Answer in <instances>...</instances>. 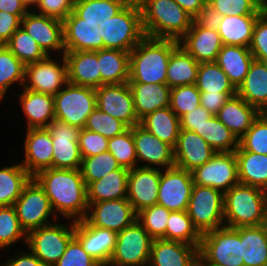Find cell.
Returning a JSON list of instances; mask_svg holds the SVG:
<instances>
[{"label":"cell","instance_id":"cell-1","mask_svg":"<svg viewBox=\"0 0 267 266\" xmlns=\"http://www.w3.org/2000/svg\"><path fill=\"white\" fill-rule=\"evenodd\" d=\"M131 0H74L73 11L62 21L65 51L103 49L105 27Z\"/></svg>","mask_w":267,"mask_h":266},{"label":"cell","instance_id":"cell-2","mask_svg":"<svg viewBox=\"0 0 267 266\" xmlns=\"http://www.w3.org/2000/svg\"><path fill=\"white\" fill-rule=\"evenodd\" d=\"M33 178L43 188L57 218L59 212L65 219L72 218L71 221L85 219L88 214L87 189L80 169L49 168Z\"/></svg>","mask_w":267,"mask_h":266},{"label":"cell","instance_id":"cell-3","mask_svg":"<svg viewBox=\"0 0 267 266\" xmlns=\"http://www.w3.org/2000/svg\"><path fill=\"white\" fill-rule=\"evenodd\" d=\"M179 45L174 39L145 36L130 51L128 83L166 84L169 59Z\"/></svg>","mask_w":267,"mask_h":266},{"label":"cell","instance_id":"cell-4","mask_svg":"<svg viewBox=\"0 0 267 266\" xmlns=\"http://www.w3.org/2000/svg\"><path fill=\"white\" fill-rule=\"evenodd\" d=\"M145 36L179 41L193 18L174 0H137Z\"/></svg>","mask_w":267,"mask_h":266},{"label":"cell","instance_id":"cell-5","mask_svg":"<svg viewBox=\"0 0 267 266\" xmlns=\"http://www.w3.org/2000/svg\"><path fill=\"white\" fill-rule=\"evenodd\" d=\"M267 211V191L237 184L224 193V225L230 228L262 225Z\"/></svg>","mask_w":267,"mask_h":266},{"label":"cell","instance_id":"cell-6","mask_svg":"<svg viewBox=\"0 0 267 266\" xmlns=\"http://www.w3.org/2000/svg\"><path fill=\"white\" fill-rule=\"evenodd\" d=\"M145 37L141 9L137 0H131L105 27L103 49L130 52Z\"/></svg>","mask_w":267,"mask_h":266},{"label":"cell","instance_id":"cell-7","mask_svg":"<svg viewBox=\"0 0 267 266\" xmlns=\"http://www.w3.org/2000/svg\"><path fill=\"white\" fill-rule=\"evenodd\" d=\"M186 211L201 234L223 227L224 193L194 184Z\"/></svg>","mask_w":267,"mask_h":266},{"label":"cell","instance_id":"cell-8","mask_svg":"<svg viewBox=\"0 0 267 266\" xmlns=\"http://www.w3.org/2000/svg\"><path fill=\"white\" fill-rule=\"evenodd\" d=\"M54 101L55 119L82 129L96 108V92L91 87L67 83L54 95Z\"/></svg>","mask_w":267,"mask_h":266},{"label":"cell","instance_id":"cell-9","mask_svg":"<svg viewBox=\"0 0 267 266\" xmlns=\"http://www.w3.org/2000/svg\"><path fill=\"white\" fill-rule=\"evenodd\" d=\"M74 232L75 221L67 227L54 222L30 231L26 243L45 266H53L64 254Z\"/></svg>","mask_w":267,"mask_h":266},{"label":"cell","instance_id":"cell-10","mask_svg":"<svg viewBox=\"0 0 267 266\" xmlns=\"http://www.w3.org/2000/svg\"><path fill=\"white\" fill-rule=\"evenodd\" d=\"M153 238L135 220L117 232L116 245L108 266H148Z\"/></svg>","mask_w":267,"mask_h":266},{"label":"cell","instance_id":"cell-11","mask_svg":"<svg viewBox=\"0 0 267 266\" xmlns=\"http://www.w3.org/2000/svg\"><path fill=\"white\" fill-rule=\"evenodd\" d=\"M199 251L209 266H244L239 233L230 227H220L202 234Z\"/></svg>","mask_w":267,"mask_h":266},{"label":"cell","instance_id":"cell-12","mask_svg":"<svg viewBox=\"0 0 267 266\" xmlns=\"http://www.w3.org/2000/svg\"><path fill=\"white\" fill-rule=\"evenodd\" d=\"M14 207L19 223L26 234L42 226L54 223V221L50 222L48 220L49 216H52L51 214H53L54 220L57 221L49 198L33 177L23 188L22 194L15 202Z\"/></svg>","mask_w":267,"mask_h":266},{"label":"cell","instance_id":"cell-13","mask_svg":"<svg viewBox=\"0 0 267 266\" xmlns=\"http://www.w3.org/2000/svg\"><path fill=\"white\" fill-rule=\"evenodd\" d=\"M191 173L194 184L212 187L222 193L239 184L235 152H217Z\"/></svg>","mask_w":267,"mask_h":266},{"label":"cell","instance_id":"cell-14","mask_svg":"<svg viewBox=\"0 0 267 266\" xmlns=\"http://www.w3.org/2000/svg\"><path fill=\"white\" fill-rule=\"evenodd\" d=\"M62 64L48 55L45 59L25 65L23 87L49 95H56L68 83L67 63L63 55Z\"/></svg>","mask_w":267,"mask_h":266},{"label":"cell","instance_id":"cell-15","mask_svg":"<svg viewBox=\"0 0 267 266\" xmlns=\"http://www.w3.org/2000/svg\"><path fill=\"white\" fill-rule=\"evenodd\" d=\"M96 107L123 122L128 128L140 124L135 112L133 94L126 83L104 84L95 89Z\"/></svg>","mask_w":267,"mask_h":266},{"label":"cell","instance_id":"cell-16","mask_svg":"<svg viewBox=\"0 0 267 266\" xmlns=\"http://www.w3.org/2000/svg\"><path fill=\"white\" fill-rule=\"evenodd\" d=\"M193 185L190 171L176 166L161 170L157 204L171 212L186 211Z\"/></svg>","mask_w":267,"mask_h":266},{"label":"cell","instance_id":"cell-17","mask_svg":"<svg viewBox=\"0 0 267 266\" xmlns=\"http://www.w3.org/2000/svg\"><path fill=\"white\" fill-rule=\"evenodd\" d=\"M52 136L53 168L80 169L82 157L79 150L81 128L52 120L46 127Z\"/></svg>","mask_w":267,"mask_h":266},{"label":"cell","instance_id":"cell-18","mask_svg":"<svg viewBox=\"0 0 267 266\" xmlns=\"http://www.w3.org/2000/svg\"><path fill=\"white\" fill-rule=\"evenodd\" d=\"M161 169L135 167L129 170L127 179V200L137 214L157 204Z\"/></svg>","mask_w":267,"mask_h":266},{"label":"cell","instance_id":"cell-19","mask_svg":"<svg viewBox=\"0 0 267 266\" xmlns=\"http://www.w3.org/2000/svg\"><path fill=\"white\" fill-rule=\"evenodd\" d=\"M85 220L95 227L122 231L130 226L137 217L132 205L127 199L108 200L88 204Z\"/></svg>","mask_w":267,"mask_h":266},{"label":"cell","instance_id":"cell-20","mask_svg":"<svg viewBox=\"0 0 267 266\" xmlns=\"http://www.w3.org/2000/svg\"><path fill=\"white\" fill-rule=\"evenodd\" d=\"M132 136L137 165L140 162L147 163L139 167L166 169L175 166L174 148L171 145L158 139L140 124L132 127Z\"/></svg>","mask_w":267,"mask_h":266},{"label":"cell","instance_id":"cell-21","mask_svg":"<svg viewBox=\"0 0 267 266\" xmlns=\"http://www.w3.org/2000/svg\"><path fill=\"white\" fill-rule=\"evenodd\" d=\"M29 11L21 20V27L30 34L43 51L49 55L52 50L65 53L63 22Z\"/></svg>","mask_w":267,"mask_h":266},{"label":"cell","instance_id":"cell-22","mask_svg":"<svg viewBox=\"0 0 267 266\" xmlns=\"http://www.w3.org/2000/svg\"><path fill=\"white\" fill-rule=\"evenodd\" d=\"M74 236L80 241L83 249L101 266H108L116 245L117 232L91 226L83 219L75 221Z\"/></svg>","mask_w":267,"mask_h":266},{"label":"cell","instance_id":"cell-23","mask_svg":"<svg viewBox=\"0 0 267 266\" xmlns=\"http://www.w3.org/2000/svg\"><path fill=\"white\" fill-rule=\"evenodd\" d=\"M25 160L20 164L34 177L42 170L53 168V143L47 128L26 129Z\"/></svg>","mask_w":267,"mask_h":266},{"label":"cell","instance_id":"cell-24","mask_svg":"<svg viewBox=\"0 0 267 266\" xmlns=\"http://www.w3.org/2000/svg\"><path fill=\"white\" fill-rule=\"evenodd\" d=\"M216 153L198 134L181 129L174 147V163L176 167L191 172L209 161Z\"/></svg>","mask_w":267,"mask_h":266},{"label":"cell","instance_id":"cell-25","mask_svg":"<svg viewBox=\"0 0 267 266\" xmlns=\"http://www.w3.org/2000/svg\"><path fill=\"white\" fill-rule=\"evenodd\" d=\"M179 44L195 58L198 63L216 62L223 43L217 30H208L194 20L190 29L179 40Z\"/></svg>","mask_w":267,"mask_h":266},{"label":"cell","instance_id":"cell-26","mask_svg":"<svg viewBox=\"0 0 267 266\" xmlns=\"http://www.w3.org/2000/svg\"><path fill=\"white\" fill-rule=\"evenodd\" d=\"M68 83L98 88L101 86V74L97 51H65Z\"/></svg>","mask_w":267,"mask_h":266},{"label":"cell","instance_id":"cell-27","mask_svg":"<svg viewBox=\"0 0 267 266\" xmlns=\"http://www.w3.org/2000/svg\"><path fill=\"white\" fill-rule=\"evenodd\" d=\"M22 88L19 101L27 118V129L46 128L55 119L54 96Z\"/></svg>","mask_w":267,"mask_h":266},{"label":"cell","instance_id":"cell-28","mask_svg":"<svg viewBox=\"0 0 267 266\" xmlns=\"http://www.w3.org/2000/svg\"><path fill=\"white\" fill-rule=\"evenodd\" d=\"M215 116L240 139L259 116V111L236 94L229 98Z\"/></svg>","mask_w":267,"mask_h":266},{"label":"cell","instance_id":"cell-29","mask_svg":"<svg viewBox=\"0 0 267 266\" xmlns=\"http://www.w3.org/2000/svg\"><path fill=\"white\" fill-rule=\"evenodd\" d=\"M128 84L133 94L135 112L139 120L155 110L169 106L171 88L167 84Z\"/></svg>","mask_w":267,"mask_h":266},{"label":"cell","instance_id":"cell-30","mask_svg":"<svg viewBox=\"0 0 267 266\" xmlns=\"http://www.w3.org/2000/svg\"><path fill=\"white\" fill-rule=\"evenodd\" d=\"M200 246L153 239L148 266H187Z\"/></svg>","mask_w":267,"mask_h":266},{"label":"cell","instance_id":"cell-31","mask_svg":"<svg viewBox=\"0 0 267 266\" xmlns=\"http://www.w3.org/2000/svg\"><path fill=\"white\" fill-rule=\"evenodd\" d=\"M236 94L259 112L267 105V67L264 61H252Z\"/></svg>","mask_w":267,"mask_h":266},{"label":"cell","instance_id":"cell-32","mask_svg":"<svg viewBox=\"0 0 267 266\" xmlns=\"http://www.w3.org/2000/svg\"><path fill=\"white\" fill-rule=\"evenodd\" d=\"M129 169L120 167L100 180L86 186L87 202L92 204L108 200L127 199V179Z\"/></svg>","mask_w":267,"mask_h":266},{"label":"cell","instance_id":"cell-33","mask_svg":"<svg viewBox=\"0 0 267 266\" xmlns=\"http://www.w3.org/2000/svg\"><path fill=\"white\" fill-rule=\"evenodd\" d=\"M253 60L254 56L248 47L223 45L218 53L216 63L237 89L244 81Z\"/></svg>","mask_w":267,"mask_h":266},{"label":"cell","instance_id":"cell-34","mask_svg":"<svg viewBox=\"0 0 267 266\" xmlns=\"http://www.w3.org/2000/svg\"><path fill=\"white\" fill-rule=\"evenodd\" d=\"M239 183L267 191V155L243 150L235 151Z\"/></svg>","mask_w":267,"mask_h":266},{"label":"cell","instance_id":"cell-35","mask_svg":"<svg viewBox=\"0 0 267 266\" xmlns=\"http://www.w3.org/2000/svg\"><path fill=\"white\" fill-rule=\"evenodd\" d=\"M140 125L161 141L173 148L176 146L181 130L180 119L169 106L146 115L140 120Z\"/></svg>","mask_w":267,"mask_h":266},{"label":"cell","instance_id":"cell-36","mask_svg":"<svg viewBox=\"0 0 267 266\" xmlns=\"http://www.w3.org/2000/svg\"><path fill=\"white\" fill-rule=\"evenodd\" d=\"M234 229L240 235L244 266H267V239L262 225Z\"/></svg>","mask_w":267,"mask_h":266},{"label":"cell","instance_id":"cell-37","mask_svg":"<svg viewBox=\"0 0 267 266\" xmlns=\"http://www.w3.org/2000/svg\"><path fill=\"white\" fill-rule=\"evenodd\" d=\"M101 86L129 81L130 52L118 49L98 50Z\"/></svg>","mask_w":267,"mask_h":266},{"label":"cell","instance_id":"cell-38","mask_svg":"<svg viewBox=\"0 0 267 266\" xmlns=\"http://www.w3.org/2000/svg\"><path fill=\"white\" fill-rule=\"evenodd\" d=\"M199 64L181 45L172 53L166 74V84L170 88L196 84Z\"/></svg>","mask_w":267,"mask_h":266},{"label":"cell","instance_id":"cell-39","mask_svg":"<svg viewBox=\"0 0 267 266\" xmlns=\"http://www.w3.org/2000/svg\"><path fill=\"white\" fill-rule=\"evenodd\" d=\"M260 15L223 16L219 34L223 45L248 47L252 41L253 28Z\"/></svg>","mask_w":267,"mask_h":266},{"label":"cell","instance_id":"cell-40","mask_svg":"<svg viewBox=\"0 0 267 266\" xmlns=\"http://www.w3.org/2000/svg\"><path fill=\"white\" fill-rule=\"evenodd\" d=\"M31 178L20 163L0 169V206L14 205Z\"/></svg>","mask_w":267,"mask_h":266},{"label":"cell","instance_id":"cell-41","mask_svg":"<svg viewBox=\"0 0 267 266\" xmlns=\"http://www.w3.org/2000/svg\"><path fill=\"white\" fill-rule=\"evenodd\" d=\"M216 152H235L239 139L216 116H212L199 130L194 131Z\"/></svg>","mask_w":267,"mask_h":266},{"label":"cell","instance_id":"cell-42","mask_svg":"<svg viewBox=\"0 0 267 266\" xmlns=\"http://www.w3.org/2000/svg\"><path fill=\"white\" fill-rule=\"evenodd\" d=\"M201 238L202 234L193 225L187 211L170 212L166 227V240L200 246Z\"/></svg>","mask_w":267,"mask_h":266},{"label":"cell","instance_id":"cell-43","mask_svg":"<svg viewBox=\"0 0 267 266\" xmlns=\"http://www.w3.org/2000/svg\"><path fill=\"white\" fill-rule=\"evenodd\" d=\"M196 86L200 92H236V88L216 62L199 64Z\"/></svg>","mask_w":267,"mask_h":266},{"label":"cell","instance_id":"cell-44","mask_svg":"<svg viewBox=\"0 0 267 266\" xmlns=\"http://www.w3.org/2000/svg\"><path fill=\"white\" fill-rule=\"evenodd\" d=\"M15 82L24 85L25 65L7 48L0 45V101Z\"/></svg>","mask_w":267,"mask_h":266},{"label":"cell","instance_id":"cell-45","mask_svg":"<svg viewBox=\"0 0 267 266\" xmlns=\"http://www.w3.org/2000/svg\"><path fill=\"white\" fill-rule=\"evenodd\" d=\"M5 45L24 65L43 60L48 56L22 27L16 30Z\"/></svg>","mask_w":267,"mask_h":266},{"label":"cell","instance_id":"cell-46","mask_svg":"<svg viewBox=\"0 0 267 266\" xmlns=\"http://www.w3.org/2000/svg\"><path fill=\"white\" fill-rule=\"evenodd\" d=\"M120 168L116 159L107 150L101 154L82 158L80 172L86 186Z\"/></svg>","mask_w":267,"mask_h":266},{"label":"cell","instance_id":"cell-47","mask_svg":"<svg viewBox=\"0 0 267 266\" xmlns=\"http://www.w3.org/2000/svg\"><path fill=\"white\" fill-rule=\"evenodd\" d=\"M170 210L155 204L137 213L136 220L153 239L166 240V227Z\"/></svg>","mask_w":267,"mask_h":266},{"label":"cell","instance_id":"cell-48","mask_svg":"<svg viewBox=\"0 0 267 266\" xmlns=\"http://www.w3.org/2000/svg\"><path fill=\"white\" fill-rule=\"evenodd\" d=\"M108 151L116 159L120 167L133 169L137 166L135 142L132 136V127L121 135L108 140Z\"/></svg>","mask_w":267,"mask_h":266},{"label":"cell","instance_id":"cell-49","mask_svg":"<svg viewBox=\"0 0 267 266\" xmlns=\"http://www.w3.org/2000/svg\"><path fill=\"white\" fill-rule=\"evenodd\" d=\"M21 238L27 242V234L19 223L14 205L0 206V248H7Z\"/></svg>","mask_w":267,"mask_h":266},{"label":"cell","instance_id":"cell-50","mask_svg":"<svg viewBox=\"0 0 267 266\" xmlns=\"http://www.w3.org/2000/svg\"><path fill=\"white\" fill-rule=\"evenodd\" d=\"M84 128L99 133L108 139L121 135L128 129L123 122L101 111L97 107L88 116Z\"/></svg>","mask_w":267,"mask_h":266},{"label":"cell","instance_id":"cell-51","mask_svg":"<svg viewBox=\"0 0 267 266\" xmlns=\"http://www.w3.org/2000/svg\"><path fill=\"white\" fill-rule=\"evenodd\" d=\"M200 105V91L196 84L171 88L169 107L179 118Z\"/></svg>","mask_w":267,"mask_h":266},{"label":"cell","instance_id":"cell-52","mask_svg":"<svg viewBox=\"0 0 267 266\" xmlns=\"http://www.w3.org/2000/svg\"><path fill=\"white\" fill-rule=\"evenodd\" d=\"M239 146L245 151L267 155V121L261 115L239 139Z\"/></svg>","mask_w":267,"mask_h":266},{"label":"cell","instance_id":"cell-53","mask_svg":"<svg viewBox=\"0 0 267 266\" xmlns=\"http://www.w3.org/2000/svg\"><path fill=\"white\" fill-rule=\"evenodd\" d=\"M222 16L261 15L262 6L256 0H207Z\"/></svg>","mask_w":267,"mask_h":266},{"label":"cell","instance_id":"cell-54","mask_svg":"<svg viewBox=\"0 0 267 266\" xmlns=\"http://www.w3.org/2000/svg\"><path fill=\"white\" fill-rule=\"evenodd\" d=\"M53 266H101L82 247L80 241L74 236L64 254Z\"/></svg>","mask_w":267,"mask_h":266},{"label":"cell","instance_id":"cell-55","mask_svg":"<svg viewBox=\"0 0 267 266\" xmlns=\"http://www.w3.org/2000/svg\"><path fill=\"white\" fill-rule=\"evenodd\" d=\"M108 138L82 128L79 134V150L82 158L101 154L108 150Z\"/></svg>","mask_w":267,"mask_h":266},{"label":"cell","instance_id":"cell-56","mask_svg":"<svg viewBox=\"0 0 267 266\" xmlns=\"http://www.w3.org/2000/svg\"><path fill=\"white\" fill-rule=\"evenodd\" d=\"M249 49L254 59L259 61L267 60V16L263 13L255 22Z\"/></svg>","mask_w":267,"mask_h":266},{"label":"cell","instance_id":"cell-57","mask_svg":"<svg viewBox=\"0 0 267 266\" xmlns=\"http://www.w3.org/2000/svg\"><path fill=\"white\" fill-rule=\"evenodd\" d=\"M74 0H40L38 14L63 21L73 11Z\"/></svg>","mask_w":267,"mask_h":266},{"label":"cell","instance_id":"cell-58","mask_svg":"<svg viewBox=\"0 0 267 266\" xmlns=\"http://www.w3.org/2000/svg\"><path fill=\"white\" fill-rule=\"evenodd\" d=\"M212 116L214 115L200 105L179 118L180 127L182 130L194 132L202 128Z\"/></svg>","mask_w":267,"mask_h":266},{"label":"cell","instance_id":"cell-59","mask_svg":"<svg viewBox=\"0 0 267 266\" xmlns=\"http://www.w3.org/2000/svg\"><path fill=\"white\" fill-rule=\"evenodd\" d=\"M24 16L0 11V45H5L16 30L21 27V20Z\"/></svg>","mask_w":267,"mask_h":266},{"label":"cell","instance_id":"cell-60","mask_svg":"<svg viewBox=\"0 0 267 266\" xmlns=\"http://www.w3.org/2000/svg\"><path fill=\"white\" fill-rule=\"evenodd\" d=\"M234 95H236V92H200V104L215 116L229 98Z\"/></svg>","mask_w":267,"mask_h":266},{"label":"cell","instance_id":"cell-61","mask_svg":"<svg viewBox=\"0 0 267 266\" xmlns=\"http://www.w3.org/2000/svg\"><path fill=\"white\" fill-rule=\"evenodd\" d=\"M223 20V16L215 10V8L206 2L204 7L200 10V13L194 18V21L208 29V30H219L220 23Z\"/></svg>","mask_w":267,"mask_h":266},{"label":"cell","instance_id":"cell-62","mask_svg":"<svg viewBox=\"0 0 267 266\" xmlns=\"http://www.w3.org/2000/svg\"><path fill=\"white\" fill-rule=\"evenodd\" d=\"M15 257H11L2 266H45L31 251H19Z\"/></svg>","mask_w":267,"mask_h":266},{"label":"cell","instance_id":"cell-63","mask_svg":"<svg viewBox=\"0 0 267 266\" xmlns=\"http://www.w3.org/2000/svg\"><path fill=\"white\" fill-rule=\"evenodd\" d=\"M0 11L9 12L13 15H26L29 12L21 0H0Z\"/></svg>","mask_w":267,"mask_h":266},{"label":"cell","instance_id":"cell-64","mask_svg":"<svg viewBox=\"0 0 267 266\" xmlns=\"http://www.w3.org/2000/svg\"><path fill=\"white\" fill-rule=\"evenodd\" d=\"M178 3L184 11L193 19L200 13L207 0H174Z\"/></svg>","mask_w":267,"mask_h":266},{"label":"cell","instance_id":"cell-65","mask_svg":"<svg viewBox=\"0 0 267 266\" xmlns=\"http://www.w3.org/2000/svg\"><path fill=\"white\" fill-rule=\"evenodd\" d=\"M187 266H209L207 258L198 250L189 260Z\"/></svg>","mask_w":267,"mask_h":266},{"label":"cell","instance_id":"cell-66","mask_svg":"<svg viewBox=\"0 0 267 266\" xmlns=\"http://www.w3.org/2000/svg\"><path fill=\"white\" fill-rule=\"evenodd\" d=\"M23 5L25 6V8L29 11H31V6L34 7L36 6L34 9H36L40 3V0H21ZM30 8V9H28Z\"/></svg>","mask_w":267,"mask_h":266},{"label":"cell","instance_id":"cell-67","mask_svg":"<svg viewBox=\"0 0 267 266\" xmlns=\"http://www.w3.org/2000/svg\"><path fill=\"white\" fill-rule=\"evenodd\" d=\"M262 227L264 228V232H265V235H266V239H267V211H266V214H265V218L262 222Z\"/></svg>","mask_w":267,"mask_h":266},{"label":"cell","instance_id":"cell-68","mask_svg":"<svg viewBox=\"0 0 267 266\" xmlns=\"http://www.w3.org/2000/svg\"><path fill=\"white\" fill-rule=\"evenodd\" d=\"M259 115L267 121V105L259 112Z\"/></svg>","mask_w":267,"mask_h":266},{"label":"cell","instance_id":"cell-69","mask_svg":"<svg viewBox=\"0 0 267 266\" xmlns=\"http://www.w3.org/2000/svg\"><path fill=\"white\" fill-rule=\"evenodd\" d=\"M262 7L267 3V0H256Z\"/></svg>","mask_w":267,"mask_h":266},{"label":"cell","instance_id":"cell-70","mask_svg":"<svg viewBox=\"0 0 267 266\" xmlns=\"http://www.w3.org/2000/svg\"><path fill=\"white\" fill-rule=\"evenodd\" d=\"M263 14L267 16V3L262 7Z\"/></svg>","mask_w":267,"mask_h":266}]
</instances>
